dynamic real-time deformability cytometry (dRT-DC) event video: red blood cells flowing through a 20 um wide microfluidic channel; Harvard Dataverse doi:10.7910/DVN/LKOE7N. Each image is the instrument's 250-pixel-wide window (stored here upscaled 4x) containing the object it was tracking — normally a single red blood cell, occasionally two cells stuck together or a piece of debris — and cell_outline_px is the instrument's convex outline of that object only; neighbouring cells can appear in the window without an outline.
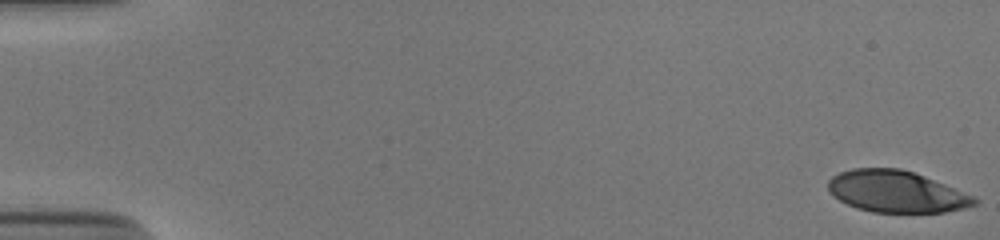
{"species": "human", "species_latin": "Homo sapiens", "temperature_condition": "cold", "stored_images_in_passage": 53, "camera_frame_rate_fps": 3000, "um_per_image_px": 0.085, "donor": {"sex": "male"}, "frame": {"image": 1, "passage_image": 1, "time_ms": 0.0, "image_size_px": [1000, 240], "cell_outline_px": [[980, 200], [976, 204], [964, 208], [944, 212], [872, 212], [856, 208], [840, 200], [828, 188], [828, 180], [832, 176], [840, 172], [852, 168], [900, 168], [924, 176], [944, 184], [972, 196]], "centroid_in_image_um": [76.17, 16.28], "position_along_channel_um": 8.8, "area_um2": 35.08}}
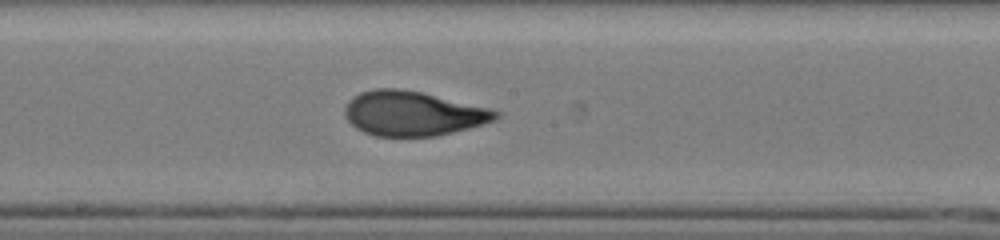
{"frame": {"image": 2, "passage_image": 30, "time_ms": 9.667, "image_size_px": [1000, 240], "cell_outline_px": [[500, 116], [496, 120], [468, 128], [436, 136], [376, 136], [364, 132], [356, 128], [344, 116], [344, 108], [348, 100], [352, 96], [360, 92], [376, 88], [400, 88], [420, 92], [488, 108], [500, 112]], "centroid_in_image_um": [35.05, 9.64], "position_along_channel_um": 213.2, "area_um2": 39.07}}
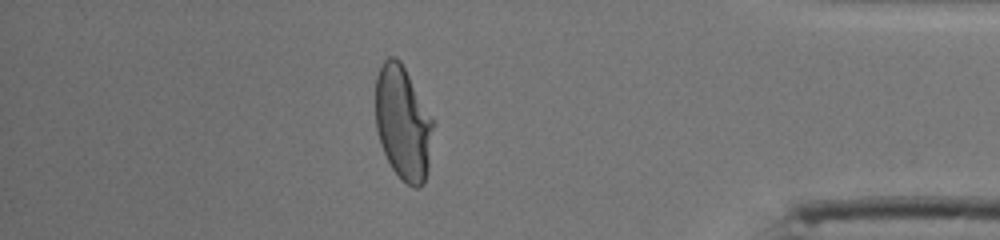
{"frame": {"image": 3, "passage_image": 47, "time_ms": 15.333, "image_size_px": [1000, 240], "cell_outline_px": [[436, 124], [428, 172], [424, 184], [420, 188], [416, 188], [408, 184], [392, 168], [380, 144], [376, 128], [376, 76], [384, 60], [388, 56], [396, 56], [400, 60], [436, 120]], "centroid_in_image_um": [34.31, 10.45], "position_along_channel_um": 400.9, "area_um2": 39.13}, "authors_computed_cell_mechanics": {"area_um2": 38.4948, "velocity_mm_per_s": 3.8812, "shape_relaxation_time_tau1_ms": 6.5481, "shape_relaxation_time_tau2_ms": 0.8633, "deformation_change_tau1": 0.2674, "deformation_change_tau2": 0.0743}}